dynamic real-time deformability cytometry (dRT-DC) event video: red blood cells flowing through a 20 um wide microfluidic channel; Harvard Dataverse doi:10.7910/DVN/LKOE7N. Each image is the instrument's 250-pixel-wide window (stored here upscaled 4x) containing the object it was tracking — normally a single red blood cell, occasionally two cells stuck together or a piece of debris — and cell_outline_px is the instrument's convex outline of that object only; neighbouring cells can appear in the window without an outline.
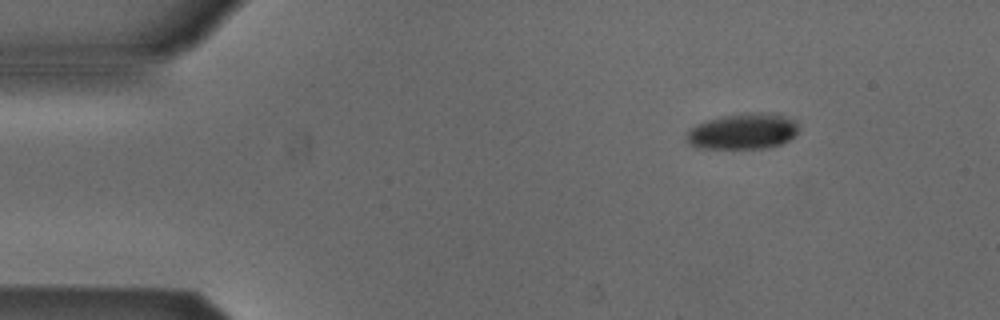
{"species": "Egyptian fruit bat (a non-hibernating species)", "species_latin": "Rousettus aegyptiacus", "temperature_condition": "cold", "stored_images_in_passage": 47, "camera_frame_rate_fps": 3000, "um_per_image_px": 0.085, "animal": {"sex": "male"}, "frame": {"image": 1, "passage_image": 1, "time_ms": 0.0, "image_size_px": [1000, 320], "cell_outline_px": [[796, 132], [788, 140], [780, 144], [764, 148], [700, 148], [688, 144], [684, 140], [684, 132], [696, 124], [704, 120], [724, 116], [756, 112], [772, 112], [784, 116], [792, 120], [796, 124]], "centroid_in_image_um": [63.04, 11.16], "position_along_channel_um": 22.0, "area_um2": 23.41}}
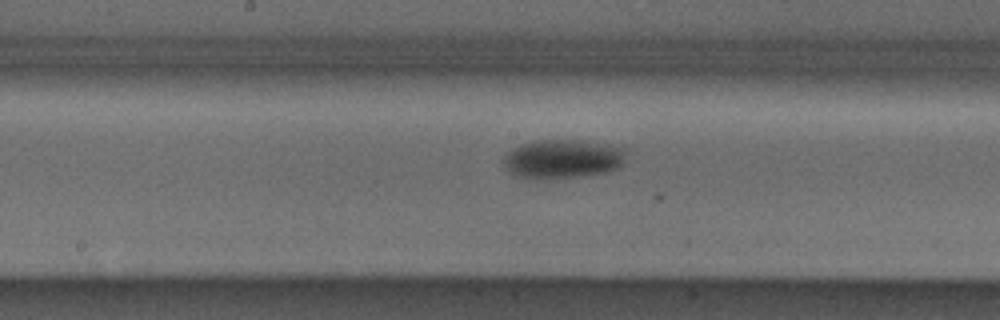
{"frame": {"image": 2, "passage_image": 21, "time_ms": 6.667, "image_size_px": [1000, 320], "cell_outline_px": [[628, 148], [620, 164], [616, 168], [608, 172], [576, 176], [532, 180], [516, 176], [504, 164], [504, 156], [508, 152], [524, 144], [536, 140], [580, 140]], "centroid_in_image_um": [47.83, 13.51], "position_along_channel_um": 200.4, "area_um2": 27.46}}
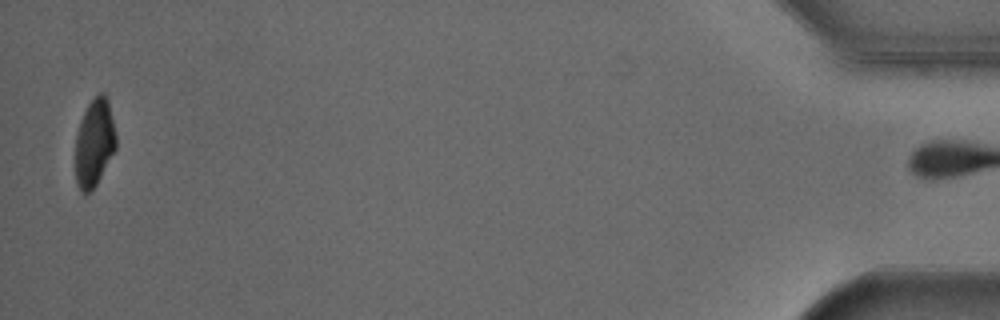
{"frame": {"image": 3, "passage_image": 46, "time_ms": 15.0, "image_size_px": [1000, 320], "cell_outline_px": [[116, 148], [96, 184], [88, 192], [80, 192], [76, 184], [76, 136], [80, 120], [88, 104], [100, 92], [104, 92], [108, 100], [116, 136]], "centroid_in_image_um": [8.02, 12.12], "position_along_channel_um": 427.2, "area_um2": 20.46}, "authors_computed_cell_mechanics": {"area_um2": 24.6228, "velocity_mm_per_s": 3.8706, "shape_relaxation_time_tau1_ms": 3.1189, "shape_relaxation_time_tau2_ms": null, "deformation_change_tau1": 0.1274, "deformation_change_tau2": null}}